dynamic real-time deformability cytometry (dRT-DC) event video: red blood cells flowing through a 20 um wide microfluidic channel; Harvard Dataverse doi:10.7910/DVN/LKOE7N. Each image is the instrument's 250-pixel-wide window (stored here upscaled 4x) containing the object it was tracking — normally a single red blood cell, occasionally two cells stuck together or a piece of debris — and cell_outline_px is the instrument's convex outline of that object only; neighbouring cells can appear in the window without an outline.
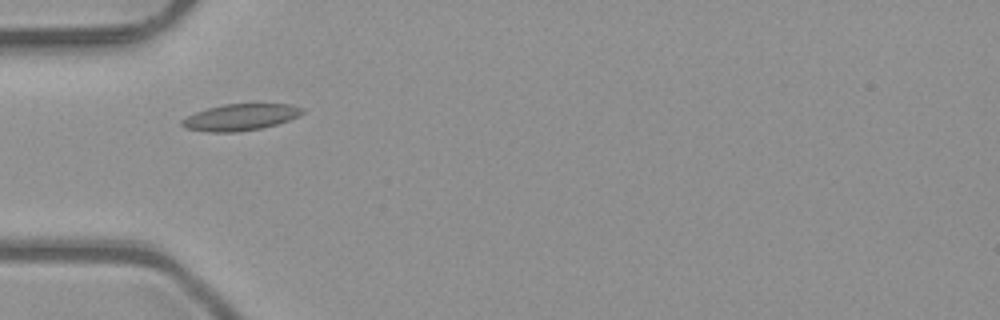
{"species": "common noctule bat (a hibernating species)", "species_latin": "Nyctalus noctula", "temperature_condition": "room temperature", "stored_images_in_passage": 5, "camera_frame_rate_fps": 3000, "um_per_image_px": 0.085, "animal": {"sex": "male", "body_mass_g": 23.1, "forearm_length_mm": 52.7}, "frame": {"image": 1, "passage_image": 2, "time_ms": 0.333, "image_size_px": [1000, 320], "cell_outline_px": [[304, 112], [288, 120], [276, 124], [260, 128], [236, 132], [208, 132], [184, 128], [180, 124], [180, 120], [196, 112], [208, 108], [224, 104], [292, 104], [304, 108]], "centroid_in_image_um": [20.4, 9.96], "position_along_channel_um": 64.6, "area_um2": 18.5}}
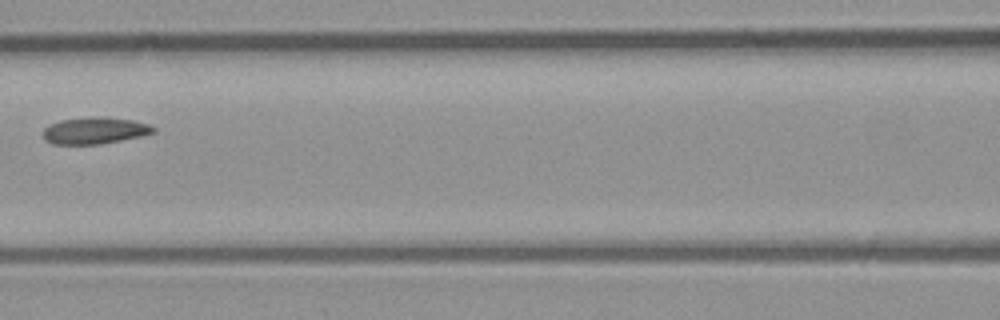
{"frame": {"image": 2, "passage_image": 4, "time_ms": 1.0, "image_size_px": [1000, 320], "cell_outline_px": [[156, 132], [140, 136], [100, 144], [52, 144], [44, 140], [44, 128], [48, 124], [60, 120], [92, 116], [104, 116], [132, 120], [148, 124], [156, 128]], "centroid_in_image_um": [8.03, 11.08], "position_along_channel_um": 158.6, "area_um2": 17.28}}
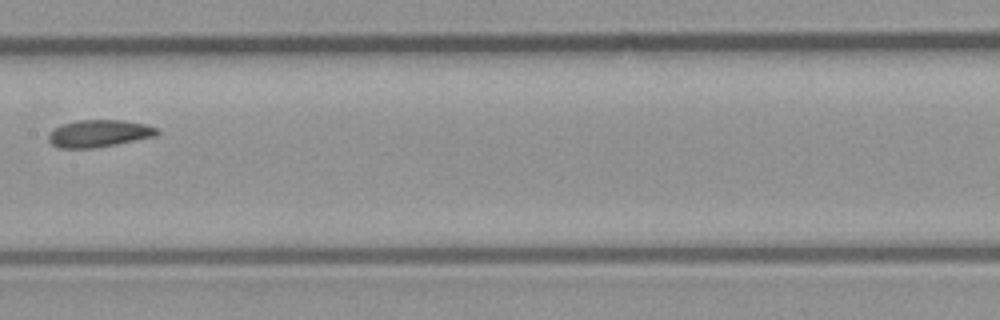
{"frame": {"image": 3, "passage_image": 5, "time_ms": 1.333, "image_size_px": [1000, 320], "cell_outline_px": [[160, 132], [156, 136], [96, 148], [56, 148], [48, 140], [48, 136], [56, 128], [64, 124], [76, 120], [124, 120], [144, 124], [156, 128]], "centroid_in_image_um": [8.42, 11.35], "position_along_channel_um": 199.0, "area_um2": 17.11}}